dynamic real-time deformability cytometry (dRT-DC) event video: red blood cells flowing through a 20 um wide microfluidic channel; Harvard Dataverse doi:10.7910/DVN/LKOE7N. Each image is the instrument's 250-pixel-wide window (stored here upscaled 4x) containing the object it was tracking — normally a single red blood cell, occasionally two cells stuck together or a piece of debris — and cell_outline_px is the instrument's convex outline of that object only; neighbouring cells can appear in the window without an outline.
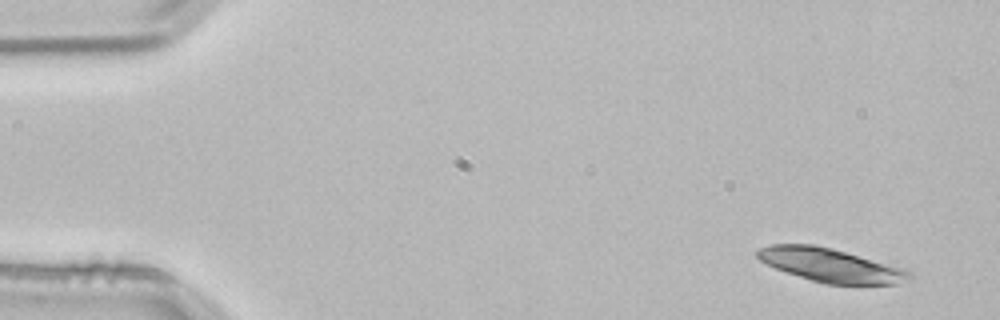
{"species": "common noctule bat (a hibernating species)", "species_latin": "Nyctalus noctula", "temperature_condition": "room temperature", "stored_images_in_passage": 3, "camera_frame_rate_fps": 3000, "um_per_image_px": 0.085, "animal": {"sex": "male", "body_mass_g": 21.5, "forearm_length_mm": 52.0}, "frame": {"image": 1, "passage_image": 1, "time_ms": 0.0, "image_size_px": [1000, 320], "cell_outline_px": [[912, 280], [900, 284], [824, 284], [776, 268], [760, 260], [756, 256], [756, 252], [760, 248], [768, 244], [812, 244], [832, 248], [904, 268], [912, 272]], "centroid_in_image_um": [70.65, 22.54], "position_along_channel_um": 14.3, "area_um2": 29.71}}